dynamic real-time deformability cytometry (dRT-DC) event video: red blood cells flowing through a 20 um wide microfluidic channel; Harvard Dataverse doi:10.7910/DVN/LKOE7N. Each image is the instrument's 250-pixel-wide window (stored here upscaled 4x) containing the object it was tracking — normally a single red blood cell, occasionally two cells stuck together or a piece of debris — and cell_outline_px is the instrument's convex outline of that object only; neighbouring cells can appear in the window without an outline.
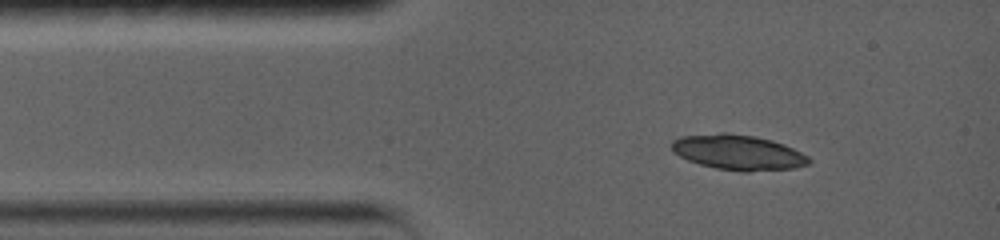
{"species": "common noctule bat (a hibernating species)", "species_latin": "Nyctalus noctula", "temperature_condition": "warm", "stored_images_in_passage": 6, "camera_frame_rate_fps": 5000, "um_per_image_px": 0.085, "animal": {"sex": "female", "body_mass_g": 19.0, "forearm_length_mm": 56.7}, "frame": {"image": 1, "passage_image": 3, "time_ms": 1.0, "image_size_px": [1000, 240], "cell_outline_px": [[812, 160], [808, 164], [792, 168], [748, 172], [740, 172], [716, 168], [700, 164], [688, 160], [672, 152], [672, 140], [680, 136], [720, 132], [728, 132], [756, 136], [772, 140], [784, 144], [808, 156]], "centroid_in_image_um": [62.72, 12.94], "position_along_channel_um": 22.3, "area_um2": 28.32}}